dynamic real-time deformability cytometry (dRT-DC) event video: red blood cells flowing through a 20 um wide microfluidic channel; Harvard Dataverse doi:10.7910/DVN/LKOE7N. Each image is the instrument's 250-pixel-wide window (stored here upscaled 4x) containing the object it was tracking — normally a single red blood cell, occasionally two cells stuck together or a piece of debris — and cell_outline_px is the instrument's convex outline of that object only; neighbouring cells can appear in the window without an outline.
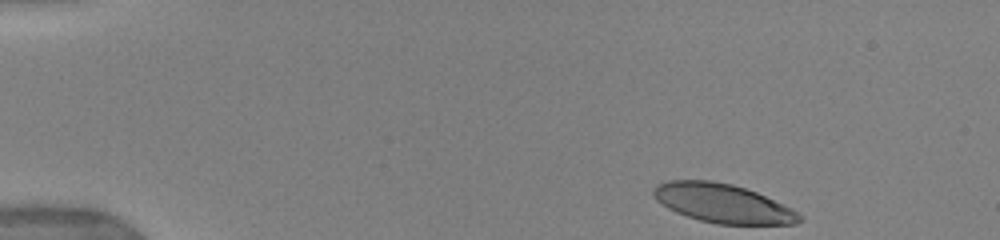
{"species": "human", "species_latin": "Homo sapiens", "temperature_condition": "warm", "stored_images_in_passage": 14, "camera_frame_rate_fps": 3000, "um_per_image_px": 0.085, "donor": {"sex": "female"}, "frame": {"image": 1, "passage_image": 1, "time_ms": 0.0, "image_size_px": [1000, 240], "cell_outline_px": [[804, 220], [796, 224], [716, 224], [700, 220], [676, 212], [668, 208], [656, 200], [652, 196], [652, 188], [656, 184], [668, 180], [712, 180], [732, 184], [756, 192], [792, 208], [804, 216]], "centroid_in_image_um": [61.43, 17.28], "position_along_channel_um": 23.6, "area_um2": 33.29}}
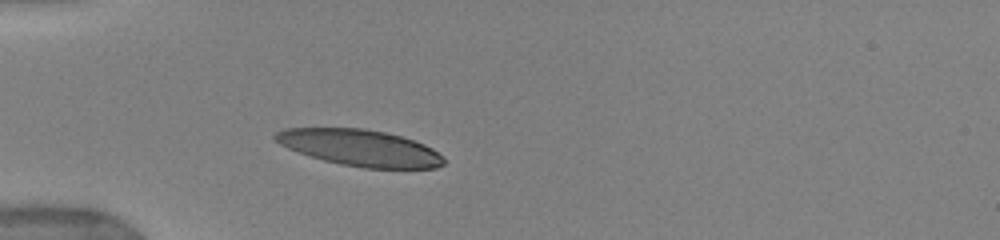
{"frame": {"image": 2, "passage_image": 12, "time_ms": 3.0, "image_size_px": [1000, 240], "cell_outline_px": [[444, 164], [436, 168], [364, 168], [340, 164], [324, 160], [288, 148], [280, 144], [272, 136], [276, 132], [284, 128], [364, 128], [384, 132], [400, 136], [424, 144], [432, 148], [444, 160]], "centroid_in_image_um": [30.58, 12.56], "position_along_channel_um": 54.4, "area_um2": 35.37}}